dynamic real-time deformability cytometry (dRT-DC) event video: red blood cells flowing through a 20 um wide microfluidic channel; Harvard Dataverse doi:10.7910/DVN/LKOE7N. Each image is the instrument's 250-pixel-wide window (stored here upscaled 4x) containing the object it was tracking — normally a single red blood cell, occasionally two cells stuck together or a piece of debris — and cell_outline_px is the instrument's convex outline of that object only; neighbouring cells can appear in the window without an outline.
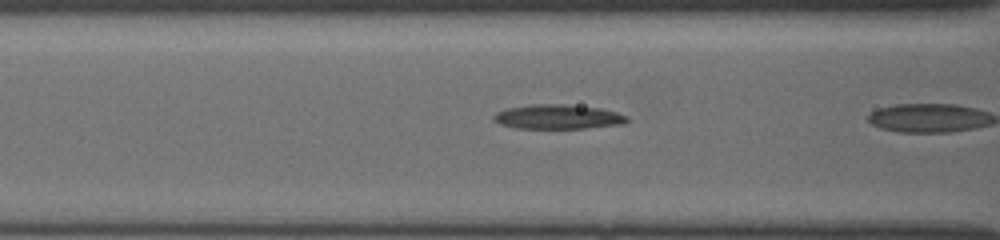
{"species": "common noctule bat (a hibernating species)", "species_latin": "Nyctalus noctula", "temperature_condition": "cold", "stored_images_in_passage": 13, "camera_frame_rate_fps": 3000, "um_per_image_px": 0.085, "animal": {"sex": "female", "body_mass_g": 19.5, "forearm_length_mm": 54.1}, "frame": {"image": 1, "passage_image": 11, "time_ms": 2.0, "image_size_px": [1000, 240], "cell_outline_px": [[628, 120], [624, 124], [584, 128], [516, 128], [500, 124], [492, 120], [492, 116], [496, 112], [508, 108], [528, 104], [568, 104], [600, 108], [616, 112], [624, 116]], "centroid_in_image_um": [47.37, 9.92], "position_along_channel_um": 119.2, "area_um2": 19.02}}